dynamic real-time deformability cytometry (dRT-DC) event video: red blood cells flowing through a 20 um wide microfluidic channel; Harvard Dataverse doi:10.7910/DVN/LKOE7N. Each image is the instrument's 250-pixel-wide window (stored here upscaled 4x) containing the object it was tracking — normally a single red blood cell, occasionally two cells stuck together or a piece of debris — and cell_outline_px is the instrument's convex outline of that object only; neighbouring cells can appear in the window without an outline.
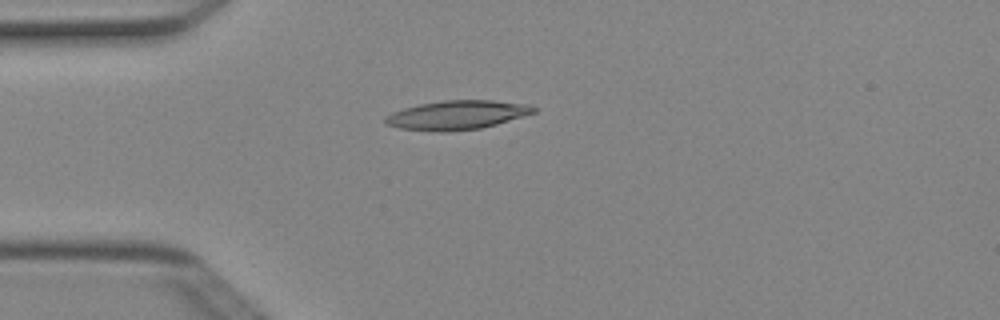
{"species": "Egyptian fruit bat (a non-hibernating species)", "species_latin": "Rousettus aegyptiacus", "temperature_condition": "cold", "stored_images_in_passage": 5, "camera_frame_rate_fps": 3000, "um_per_image_px": 0.085, "animal": {"sex": "female"}, "frame": {"image": 1, "passage_image": 4, "time_ms": 1.0, "image_size_px": [1000, 320], "cell_outline_px": [[536, 112], [496, 124], [480, 128], [448, 132], [436, 132], [400, 128], [384, 124], [384, 116], [392, 112], [404, 108], [420, 104], [444, 100], [492, 100], [528, 104], [536, 108]], "centroid_in_image_um": [38.81, 9.78], "position_along_channel_um": 46.2, "area_um2": 25.14}}